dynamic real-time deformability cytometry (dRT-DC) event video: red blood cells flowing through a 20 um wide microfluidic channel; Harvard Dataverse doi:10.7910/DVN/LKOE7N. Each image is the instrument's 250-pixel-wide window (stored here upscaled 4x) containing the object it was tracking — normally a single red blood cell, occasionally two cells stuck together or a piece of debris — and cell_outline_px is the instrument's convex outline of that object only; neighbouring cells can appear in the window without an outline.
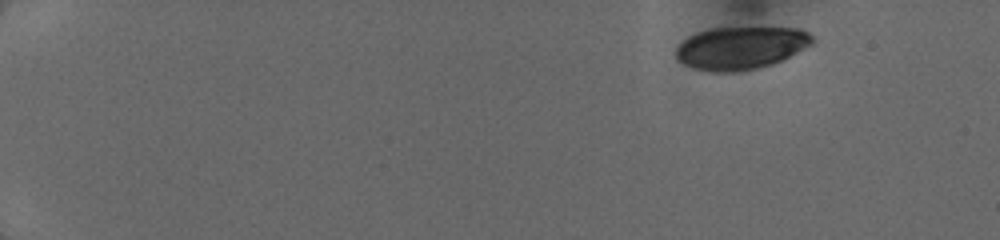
{"species": "human", "species_latin": "Homo sapiens", "temperature_condition": "cold", "stored_images_in_passage": 11, "camera_frame_rate_fps": 3000, "um_per_image_px": 0.085, "donor": {"sex": "female"}, "frame": {"image": 1, "passage_image": 1, "time_ms": 0.0, "image_size_px": [1000, 240], "cell_outline_px": [[812, 44], [772, 64], [756, 68], [732, 72], [716, 72], [696, 68], [684, 64], [676, 56], [676, 48], [688, 36], [696, 32], [712, 28], [800, 28], [808, 32], [812, 36]], "centroid_in_image_um": [62.95, 4.06], "position_along_channel_um": 22.0, "area_um2": 33.41}}
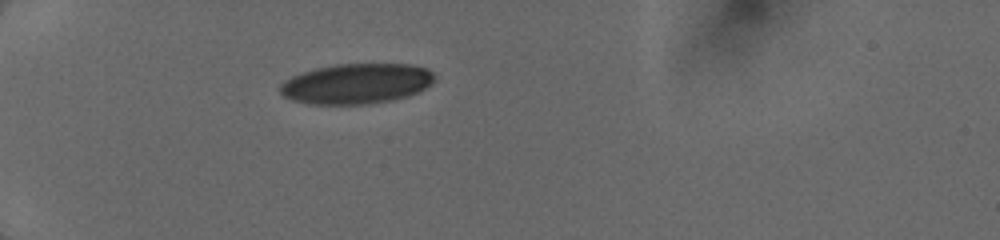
{"frame": {"image": 2, "passage_image": 7, "time_ms": 3.667, "image_size_px": [1000, 240], "cell_outline_px": [[436, 80], [432, 84], [408, 96], [392, 100], [372, 104], [308, 104], [292, 100], [284, 96], [280, 92], [280, 84], [284, 80], [300, 72], [316, 68], [336, 64], [412, 64], [428, 68], [436, 76]], "centroid_in_image_um": [30.31, 7.11], "position_along_channel_um": 54.7, "area_um2": 36.59}}
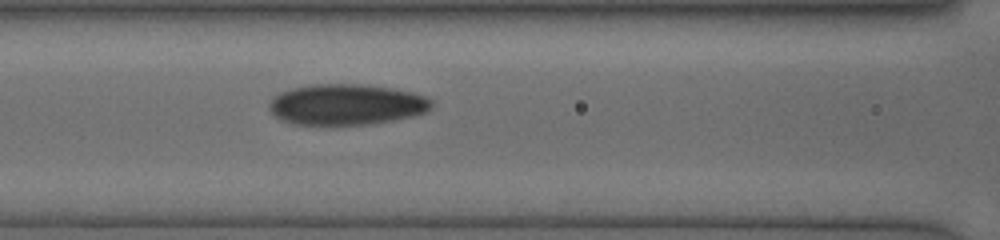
{"frame": {"image": 3, "passage_image": 11, "time_ms": 6.333, "image_size_px": [1000, 240], "cell_outline_px": [[432, 108], [428, 112], [412, 116], [392, 120], [368, 124], [292, 124], [280, 120], [268, 108], [268, 104], [280, 92], [292, 88], [312, 84], [360, 84], [392, 88], [412, 92], [428, 96], [432, 100]], "centroid_in_image_um": [29.47, 8.87], "position_along_channel_um": 137.1, "area_um2": 38.67}}